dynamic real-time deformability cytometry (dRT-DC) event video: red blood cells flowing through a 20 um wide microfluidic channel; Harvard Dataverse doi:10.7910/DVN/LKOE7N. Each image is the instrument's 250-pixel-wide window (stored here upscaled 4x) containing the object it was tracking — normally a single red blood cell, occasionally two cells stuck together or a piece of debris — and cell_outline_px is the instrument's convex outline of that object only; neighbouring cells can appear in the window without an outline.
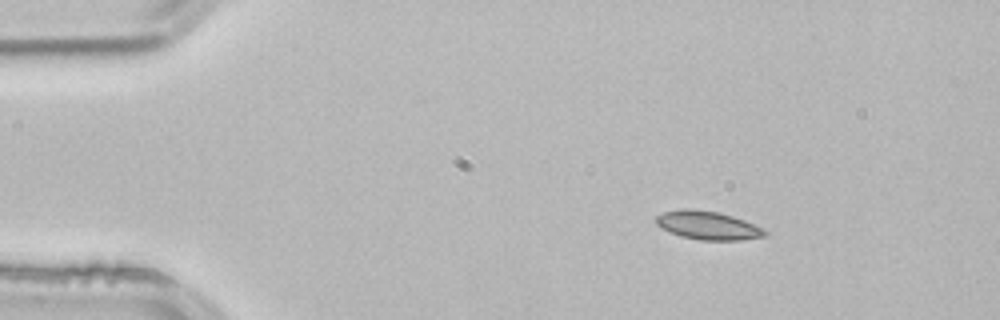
{"species": "common noctule bat (a hibernating species)", "species_latin": "Nyctalus noctula", "temperature_condition": "room temperature", "stored_images_in_passage": 2, "camera_frame_rate_fps": 3000, "um_per_image_px": 0.085, "animal": {"sex": "male", "body_mass_g": 21.5, "forearm_length_mm": 52.0}, "frame": {"image": 1, "passage_image": 1, "time_ms": 0.0, "image_size_px": [1000, 320], "cell_outline_px": [[768, 232], [764, 236], [740, 240], [700, 240], [680, 236], [668, 232], [660, 228], [656, 224], [656, 216], [664, 212], [680, 208], [692, 208], [720, 212], [744, 220], [764, 228]], "centroid_in_image_um": [60.13, 19.15], "position_along_channel_um": 24.9, "area_um2": 18.26}}
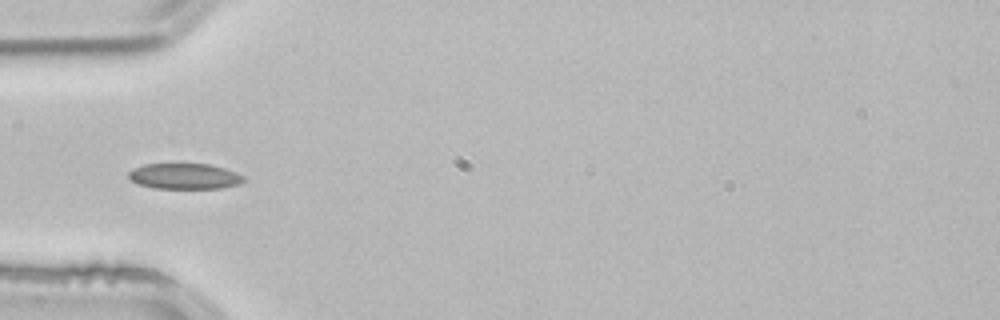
{"frame": {"image": 2, "passage_image": 2, "time_ms": 0.333, "image_size_px": [1000, 320], "cell_outline_px": [[244, 180], [240, 184], [220, 188], [152, 188], [140, 184], [132, 180], [128, 176], [128, 172], [132, 168], [144, 164], [208, 164], [224, 168], [236, 172], [244, 176]], "centroid_in_image_um": [15.68, 14.97], "position_along_channel_um": 69.3, "area_um2": 17.17}}